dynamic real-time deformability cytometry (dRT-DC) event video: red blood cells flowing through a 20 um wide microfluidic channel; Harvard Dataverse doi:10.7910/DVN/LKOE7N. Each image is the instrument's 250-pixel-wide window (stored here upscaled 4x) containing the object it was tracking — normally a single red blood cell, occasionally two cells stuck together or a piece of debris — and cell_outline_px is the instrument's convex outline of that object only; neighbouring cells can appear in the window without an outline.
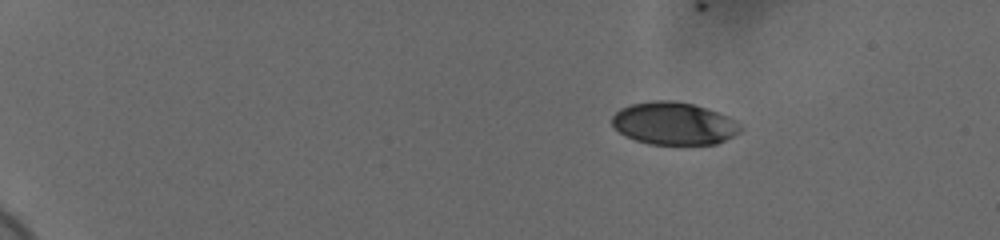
{"species": "human", "species_latin": "Homo sapiens", "temperature_condition": "cold", "stored_images_in_passage": 25, "camera_frame_rate_fps": 3000, "um_per_image_px": 0.085, "donor": {"sex": "female"}, "frame": {"image": 1, "passage_image": 1, "time_ms": 0.0, "image_size_px": [1000, 240], "cell_outline_px": [[744, 128], [740, 132], [716, 144], [648, 144], [636, 140], [620, 132], [612, 124], [612, 116], [620, 108], [628, 104], [652, 100], [676, 100], [708, 108], [728, 116], [736, 120]], "centroid_in_image_um": [57.3, 10.48], "position_along_channel_um": 27.7, "area_um2": 32.02}}
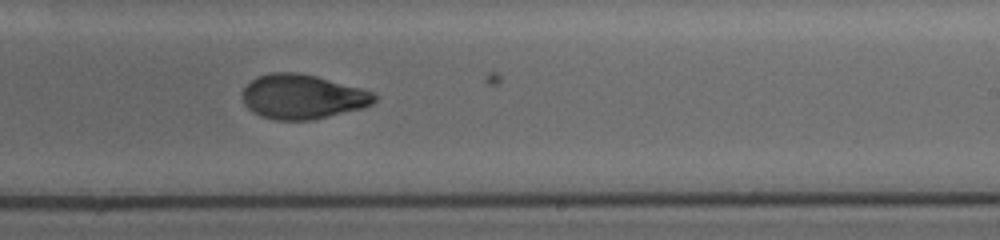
{"frame": {"image": 2, "passage_image": 14, "time_ms": 4.333, "image_size_px": [1000, 240], "cell_outline_px": [[376, 100], [372, 104], [364, 108], [312, 120], [276, 120], [260, 116], [252, 112], [244, 104], [240, 96], [244, 88], [252, 80], [260, 76], [272, 72], [300, 72], [316, 76], [360, 88], [372, 92], [376, 96]], "centroid_in_image_um": [25.69, 8.23], "position_along_channel_um": 263.3, "area_um2": 34.33}}
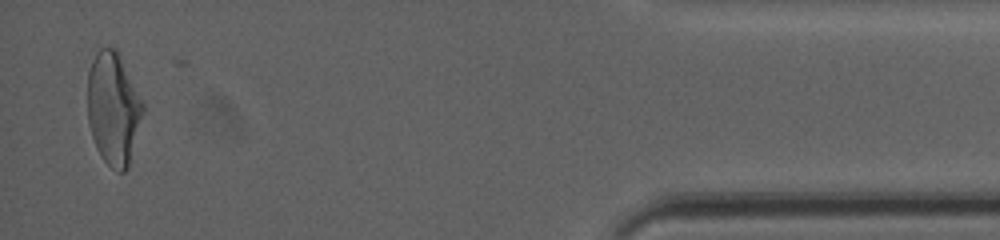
{"frame": {"image": 3, "passage_image": 25, "time_ms": 8.0, "image_size_px": [1000, 240], "cell_outline_px": [[144, 108], [128, 168], [124, 172], [120, 172], [112, 168], [104, 160], [96, 148], [88, 124], [88, 72], [92, 60], [96, 52], [100, 48], [116, 48], [144, 104]], "centroid_in_image_um": [9.62, 9.23], "position_along_channel_um": 425.6, "area_um2": 36.01}}